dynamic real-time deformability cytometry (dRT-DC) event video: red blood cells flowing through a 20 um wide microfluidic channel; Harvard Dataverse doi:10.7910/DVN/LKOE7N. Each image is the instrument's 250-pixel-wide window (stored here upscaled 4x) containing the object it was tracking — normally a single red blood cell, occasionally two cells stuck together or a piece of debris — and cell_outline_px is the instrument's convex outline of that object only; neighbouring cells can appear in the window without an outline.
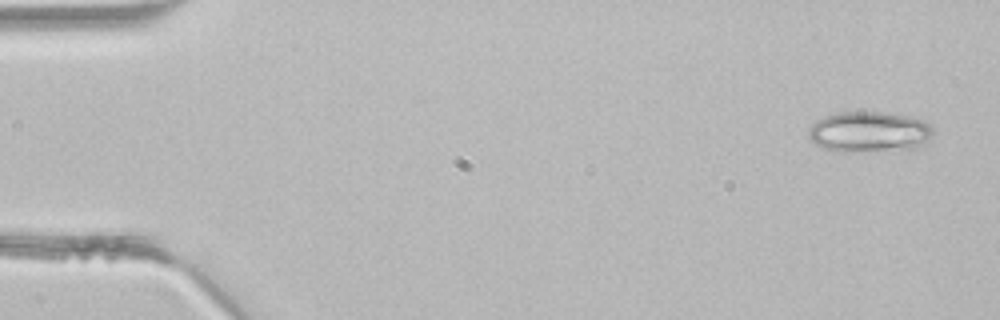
{"species": "common noctule bat (a hibernating species)", "species_latin": "Nyctalus noctula", "temperature_condition": "room temperature", "stored_images_in_passage": 4, "camera_frame_rate_fps": 3000, "um_per_image_px": 0.085, "animal": {"sex": "male", "body_mass_g": 21.5, "forearm_length_mm": 52.0}, "frame": {"image": 1, "passage_image": 1, "time_ms": 0.0, "image_size_px": [1000, 320], "cell_outline_px": [[932, 136], [924, 144], [916, 148], [848, 152], [836, 152], [820, 148], [808, 136], [808, 128], [816, 120], [824, 116], [836, 112], [888, 112], [912, 116], [924, 120], [932, 124]], "centroid_in_image_um": [73.88, 11.2], "position_along_channel_um": 11.1, "area_um2": 30.06}}